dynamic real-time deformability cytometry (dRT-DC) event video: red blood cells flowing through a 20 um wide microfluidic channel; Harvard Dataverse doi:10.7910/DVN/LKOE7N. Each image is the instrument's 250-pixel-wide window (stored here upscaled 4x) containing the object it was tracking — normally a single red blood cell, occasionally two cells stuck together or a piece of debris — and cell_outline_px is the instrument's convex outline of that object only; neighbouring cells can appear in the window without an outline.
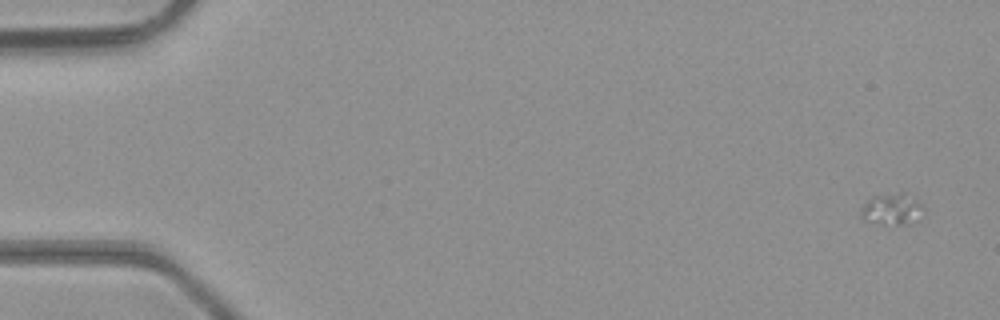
{"species": "common noctule bat (a hibernating species)", "species_latin": "Nyctalus noctula", "temperature_condition": "room temperature", "stored_images_in_passage": 5, "segment_of_instrument_passage": [2, 2], "camera_frame_rate_fps": 3000, "um_per_image_px": 0.085, "animal": {"sex": "male", "body_mass_g": 23.1, "forearm_length_mm": 52.7}, "frame": {"image": 1, "passage_image": 5, "time_ms": 1.333, "image_size_px": [1000, 320], "cell_outline_px": [[924, 208], [916, 220], [912, 224], [884, 224], [864, 220], [860, 216], [860, 212], [864, 204], [872, 196], [900, 192], [920, 200]], "centroid_in_image_um": [75.82, 17.77], "position_along_channel_um": 9.2, "area_um2": 11.44}}